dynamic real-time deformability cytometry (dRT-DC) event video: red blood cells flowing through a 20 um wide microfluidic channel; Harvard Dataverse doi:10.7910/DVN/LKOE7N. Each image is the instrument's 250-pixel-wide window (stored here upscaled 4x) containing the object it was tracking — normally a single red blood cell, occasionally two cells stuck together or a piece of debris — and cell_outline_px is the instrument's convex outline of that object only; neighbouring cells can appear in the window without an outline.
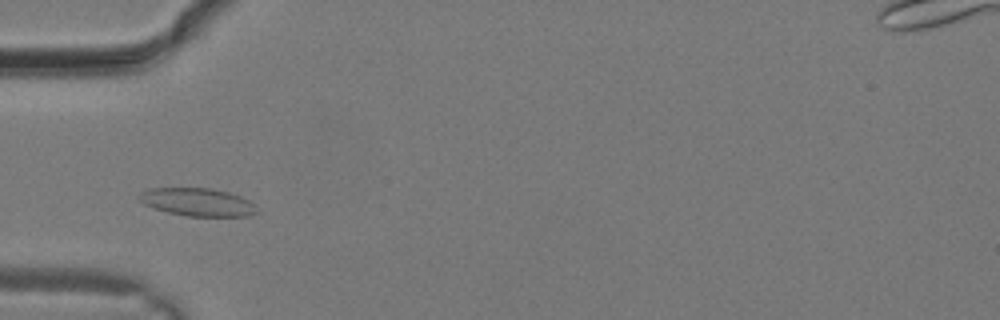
{"species": "common noctule bat (a hibernating species)", "species_latin": "Nyctalus noctula", "temperature_condition": "warm", "stored_images_in_passage": 10, "camera_frame_rate_fps": 3000, "um_per_image_px": 0.085, "animal": {"sex": "male", "body_mass_g": 19.2, "forearm_length_mm": 51.8}, "frame": {"image": 1, "passage_image": 5, "time_ms": 1.333, "image_size_px": [1000, 320], "cell_outline_px": [[260, 212], [248, 216], [188, 216], [168, 212], [152, 208], [144, 204], [136, 196], [140, 192], [152, 188], [212, 188], [228, 192], [240, 196], [248, 200]], "centroid_in_image_um": [16.77, 17.18], "position_along_channel_um": 68.2, "area_um2": 19.19}}
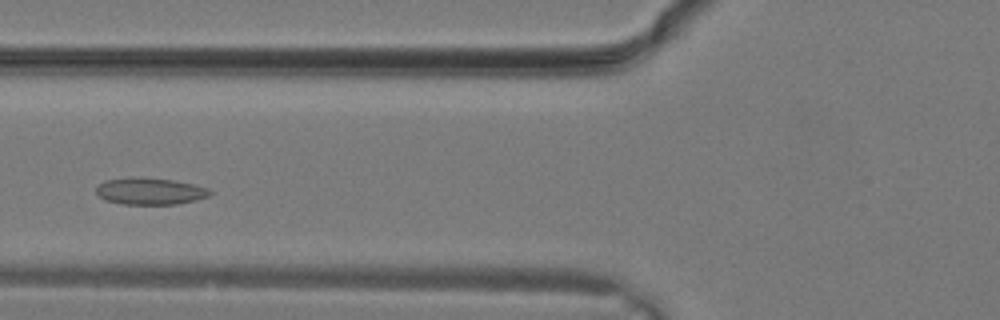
{"frame": {"image": 2, "passage_image": 7, "time_ms": 2.0, "image_size_px": [1000, 320], "cell_outline_px": [[212, 192], [208, 196], [196, 200], [176, 204], [124, 204], [104, 200], [96, 192], [96, 188], [104, 180], [172, 180], [192, 184], [208, 188]], "centroid_in_image_um": [12.79, 16.31], "position_along_channel_um": 113.0, "area_um2": 16.76}}
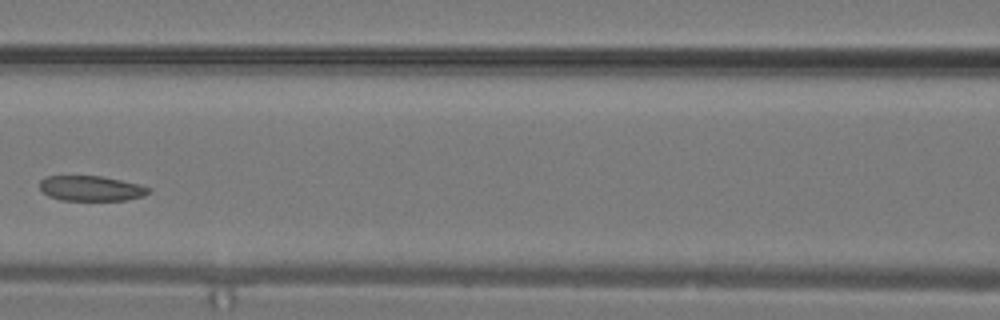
{"frame": {"image": 3, "passage_image": 9, "time_ms": 2.667, "image_size_px": [1000, 320], "cell_outline_px": [[152, 192], [144, 196], [124, 200], [60, 200], [48, 196], [40, 188], [40, 180], [44, 176], [100, 176], [140, 184], [152, 188]], "centroid_in_image_um": [7.77, 16.01], "position_along_channel_um": 158.8, "area_um2": 16.07}}